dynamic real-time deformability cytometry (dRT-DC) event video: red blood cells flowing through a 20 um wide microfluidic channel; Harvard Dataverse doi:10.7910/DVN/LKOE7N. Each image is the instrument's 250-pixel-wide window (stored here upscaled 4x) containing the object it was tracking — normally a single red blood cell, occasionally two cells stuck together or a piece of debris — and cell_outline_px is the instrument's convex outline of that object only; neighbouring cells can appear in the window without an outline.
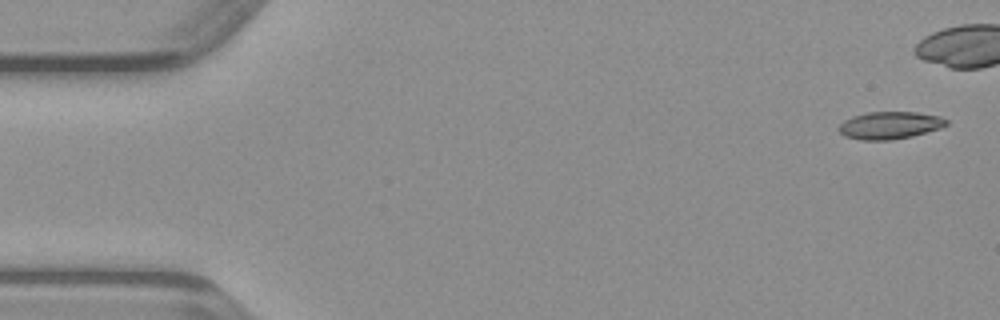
{"species": "common noctule bat (a hibernating species)", "species_latin": "Nyctalus noctula", "temperature_condition": "warm", "stored_images_in_passage": 38, "camera_frame_rate_fps": 3000, "um_per_image_px": 0.085, "animal": {"sex": "male", "body_mass_g": 23.1, "forearm_length_mm": 52.7}, "frame": {"image": 1, "passage_image": 1, "time_ms": 0.0, "image_size_px": [1000, 320], "cell_outline_px": [[948, 124], [940, 128], [912, 136], [892, 140], [860, 140], [844, 136], [836, 128], [844, 120], [852, 116], [868, 112], [916, 112], [940, 116], [948, 120]], "centroid_in_image_um": [75.61, 10.65], "position_along_channel_um": 9.4, "area_um2": 17.28}}
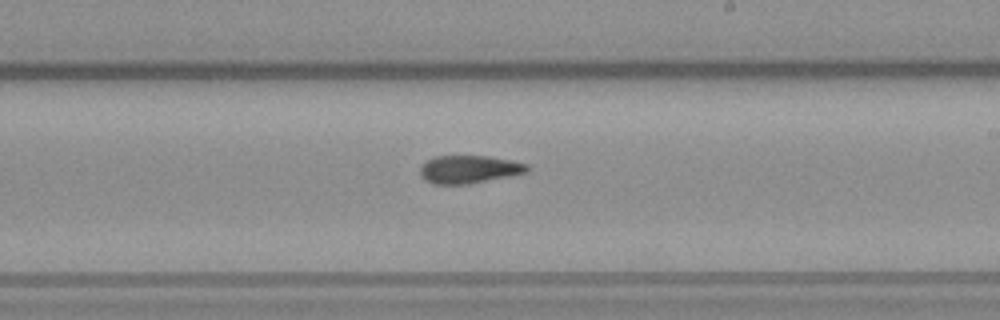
{"frame": {"image": 2, "passage_image": 27, "time_ms": 8.667, "image_size_px": [1000, 320], "cell_outline_px": [[528, 168], [524, 172], [508, 176], [468, 184], [432, 184], [424, 180], [420, 176], [420, 168], [428, 160], [436, 156], [488, 156], [512, 160], [528, 164]], "centroid_in_image_um": [39.83, 14.39], "position_along_channel_um": 249.2, "area_um2": 17.22}}
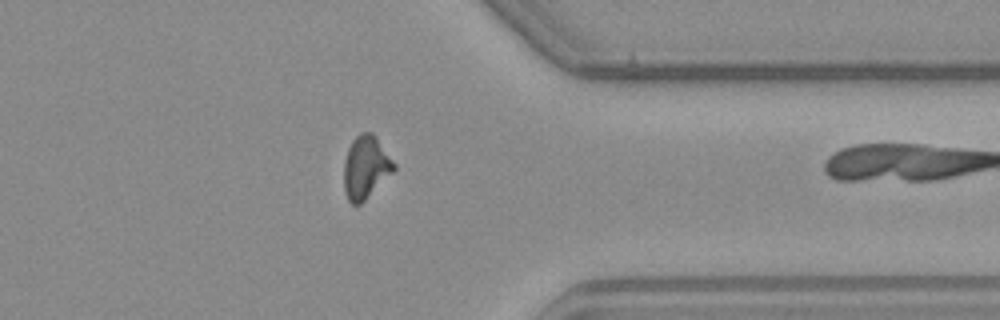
{"frame": {"image": 3, "passage_image": 37, "time_ms": 12.0, "image_size_px": [1000, 320], "cell_outline_px": [[396, 168], [360, 204], [352, 204], [348, 200], [344, 192], [344, 160], [348, 148], [352, 140], [360, 132], [372, 132], [376, 136], [396, 164]], "centroid_in_image_um": [31.07, 14.18], "position_along_channel_um": 380.3, "area_um2": 18.21}}